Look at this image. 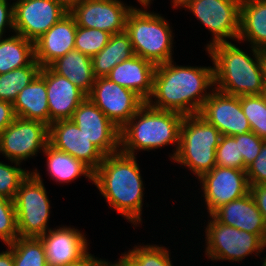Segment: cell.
<instances>
[{"label":"cell","mask_w":266,"mask_h":266,"mask_svg":"<svg viewBox=\"0 0 266 266\" xmlns=\"http://www.w3.org/2000/svg\"><path fill=\"white\" fill-rule=\"evenodd\" d=\"M7 246L12 249L14 266H48L40 238L18 237Z\"/></svg>","instance_id":"obj_30"},{"label":"cell","mask_w":266,"mask_h":266,"mask_svg":"<svg viewBox=\"0 0 266 266\" xmlns=\"http://www.w3.org/2000/svg\"><path fill=\"white\" fill-rule=\"evenodd\" d=\"M48 143L82 161L93 172L105 157L71 119L51 123Z\"/></svg>","instance_id":"obj_17"},{"label":"cell","mask_w":266,"mask_h":266,"mask_svg":"<svg viewBox=\"0 0 266 266\" xmlns=\"http://www.w3.org/2000/svg\"><path fill=\"white\" fill-rule=\"evenodd\" d=\"M107 266H132V265L123 256H121V258H119V261L113 264L108 262Z\"/></svg>","instance_id":"obj_44"},{"label":"cell","mask_w":266,"mask_h":266,"mask_svg":"<svg viewBox=\"0 0 266 266\" xmlns=\"http://www.w3.org/2000/svg\"><path fill=\"white\" fill-rule=\"evenodd\" d=\"M251 48L254 59L229 41L207 49L214 65V88L217 91L231 96L262 94L264 52Z\"/></svg>","instance_id":"obj_3"},{"label":"cell","mask_w":266,"mask_h":266,"mask_svg":"<svg viewBox=\"0 0 266 266\" xmlns=\"http://www.w3.org/2000/svg\"><path fill=\"white\" fill-rule=\"evenodd\" d=\"M199 115L215 126L222 136L251 132L248 119L241 108L240 96L227 95L213 88Z\"/></svg>","instance_id":"obj_16"},{"label":"cell","mask_w":266,"mask_h":266,"mask_svg":"<svg viewBox=\"0 0 266 266\" xmlns=\"http://www.w3.org/2000/svg\"><path fill=\"white\" fill-rule=\"evenodd\" d=\"M15 165L11 166L0 162V196L10 200L15 198L21 182L30 173L20 168V163L15 162Z\"/></svg>","instance_id":"obj_35"},{"label":"cell","mask_w":266,"mask_h":266,"mask_svg":"<svg viewBox=\"0 0 266 266\" xmlns=\"http://www.w3.org/2000/svg\"><path fill=\"white\" fill-rule=\"evenodd\" d=\"M135 56L130 37L126 31L111 35L107 45L92 57L93 73L96 78L106 77L123 61Z\"/></svg>","instance_id":"obj_26"},{"label":"cell","mask_w":266,"mask_h":266,"mask_svg":"<svg viewBox=\"0 0 266 266\" xmlns=\"http://www.w3.org/2000/svg\"><path fill=\"white\" fill-rule=\"evenodd\" d=\"M122 255L132 266H173L169 251L161 245L135 246Z\"/></svg>","instance_id":"obj_31"},{"label":"cell","mask_w":266,"mask_h":266,"mask_svg":"<svg viewBox=\"0 0 266 266\" xmlns=\"http://www.w3.org/2000/svg\"><path fill=\"white\" fill-rule=\"evenodd\" d=\"M87 97L119 129L146 103L134 91L116 84L107 77L96 78Z\"/></svg>","instance_id":"obj_12"},{"label":"cell","mask_w":266,"mask_h":266,"mask_svg":"<svg viewBox=\"0 0 266 266\" xmlns=\"http://www.w3.org/2000/svg\"><path fill=\"white\" fill-rule=\"evenodd\" d=\"M125 31L136 56L155 65L173 60L172 31L161 15L133 7L127 15Z\"/></svg>","instance_id":"obj_6"},{"label":"cell","mask_w":266,"mask_h":266,"mask_svg":"<svg viewBox=\"0 0 266 266\" xmlns=\"http://www.w3.org/2000/svg\"><path fill=\"white\" fill-rule=\"evenodd\" d=\"M156 65L139 56L117 64L106 76L116 84L134 91L145 102L153 91V76Z\"/></svg>","instance_id":"obj_22"},{"label":"cell","mask_w":266,"mask_h":266,"mask_svg":"<svg viewBox=\"0 0 266 266\" xmlns=\"http://www.w3.org/2000/svg\"><path fill=\"white\" fill-rule=\"evenodd\" d=\"M191 0H173V6L172 7H183L184 5H186L188 2H190Z\"/></svg>","instance_id":"obj_45"},{"label":"cell","mask_w":266,"mask_h":266,"mask_svg":"<svg viewBox=\"0 0 266 266\" xmlns=\"http://www.w3.org/2000/svg\"><path fill=\"white\" fill-rule=\"evenodd\" d=\"M68 12L61 0H17L13 3L14 32L35 42Z\"/></svg>","instance_id":"obj_11"},{"label":"cell","mask_w":266,"mask_h":266,"mask_svg":"<svg viewBox=\"0 0 266 266\" xmlns=\"http://www.w3.org/2000/svg\"><path fill=\"white\" fill-rule=\"evenodd\" d=\"M241 1L191 0L183 6L192 11V14L213 34V40L207 44L206 50L217 43L227 42L228 38L238 39Z\"/></svg>","instance_id":"obj_9"},{"label":"cell","mask_w":266,"mask_h":266,"mask_svg":"<svg viewBox=\"0 0 266 266\" xmlns=\"http://www.w3.org/2000/svg\"><path fill=\"white\" fill-rule=\"evenodd\" d=\"M263 79H264V89H266V52H264V58H263Z\"/></svg>","instance_id":"obj_46"},{"label":"cell","mask_w":266,"mask_h":266,"mask_svg":"<svg viewBox=\"0 0 266 266\" xmlns=\"http://www.w3.org/2000/svg\"><path fill=\"white\" fill-rule=\"evenodd\" d=\"M49 126L35 120L16 117L0 134V153L11 163H21L44 151L48 145Z\"/></svg>","instance_id":"obj_10"},{"label":"cell","mask_w":266,"mask_h":266,"mask_svg":"<svg viewBox=\"0 0 266 266\" xmlns=\"http://www.w3.org/2000/svg\"><path fill=\"white\" fill-rule=\"evenodd\" d=\"M172 63L170 60L156 65L153 91L146 103L154 109L184 116L199 114L210 95L207 89L214 88L213 67L174 66Z\"/></svg>","instance_id":"obj_1"},{"label":"cell","mask_w":266,"mask_h":266,"mask_svg":"<svg viewBox=\"0 0 266 266\" xmlns=\"http://www.w3.org/2000/svg\"><path fill=\"white\" fill-rule=\"evenodd\" d=\"M239 40L266 52V0H242L240 5Z\"/></svg>","instance_id":"obj_24"},{"label":"cell","mask_w":266,"mask_h":266,"mask_svg":"<svg viewBox=\"0 0 266 266\" xmlns=\"http://www.w3.org/2000/svg\"><path fill=\"white\" fill-rule=\"evenodd\" d=\"M71 120L105 156L120 151V129L88 97L73 112Z\"/></svg>","instance_id":"obj_15"},{"label":"cell","mask_w":266,"mask_h":266,"mask_svg":"<svg viewBox=\"0 0 266 266\" xmlns=\"http://www.w3.org/2000/svg\"><path fill=\"white\" fill-rule=\"evenodd\" d=\"M35 60L34 42L20 34L0 37V74L30 65Z\"/></svg>","instance_id":"obj_28"},{"label":"cell","mask_w":266,"mask_h":266,"mask_svg":"<svg viewBox=\"0 0 266 266\" xmlns=\"http://www.w3.org/2000/svg\"><path fill=\"white\" fill-rule=\"evenodd\" d=\"M7 0H0V37H2L5 28L14 30L13 4L9 5Z\"/></svg>","instance_id":"obj_39"},{"label":"cell","mask_w":266,"mask_h":266,"mask_svg":"<svg viewBox=\"0 0 266 266\" xmlns=\"http://www.w3.org/2000/svg\"><path fill=\"white\" fill-rule=\"evenodd\" d=\"M221 137L220 131L199 114L184 116L173 161L186 165L199 178L216 166V148Z\"/></svg>","instance_id":"obj_5"},{"label":"cell","mask_w":266,"mask_h":266,"mask_svg":"<svg viewBox=\"0 0 266 266\" xmlns=\"http://www.w3.org/2000/svg\"><path fill=\"white\" fill-rule=\"evenodd\" d=\"M250 194L261 212L266 225V184L250 185Z\"/></svg>","instance_id":"obj_40"},{"label":"cell","mask_w":266,"mask_h":266,"mask_svg":"<svg viewBox=\"0 0 266 266\" xmlns=\"http://www.w3.org/2000/svg\"><path fill=\"white\" fill-rule=\"evenodd\" d=\"M263 259H264V260H263V262H262V263H263L262 266H266V257H265V258L263 257Z\"/></svg>","instance_id":"obj_50"},{"label":"cell","mask_w":266,"mask_h":266,"mask_svg":"<svg viewBox=\"0 0 266 266\" xmlns=\"http://www.w3.org/2000/svg\"><path fill=\"white\" fill-rule=\"evenodd\" d=\"M77 25L68 12L46 33L34 42L35 60L41 67H48L56 59L74 50Z\"/></svg>","instance_id":"obj_20"},{"label":"cell","mask_w":266,"mask_h":266,"mask_svg":"<svg viewBox=\"0 0 266 266\" xmlns=\"http://www.w3.org/2000/svg\"><path fill=\"white\" fill-rule=\"evenodd\" d=\"M110 37L106 31L77 26L74 47L92 58L107 45Z\"/></svg>","instance_id":"obj_33"},{"label":"cell","mask_w":266,"mask_h":266,"mask_svg":"<svg viewBox=\"0 0 266 266\" xmlns=\"http://www.w3.org/2000/svg\"><path fill=\"white\" fill-rule=\"evenodd\" d=\"M240 103L251 131L266 140V102L262 94L242 95L240 96Z\"/></svg>","instance_id":"obj_32"},{"label":"cell","mask_w":266,"mask_h":266,"mask_svg":"<svg viewBox=\"0 0 266 266\" xmlns=\"http://www.w3.org/2000/svg\"><path fill=\"white\" fill-rule=\"evenodd\" d=\"M206 227L205 255L211 260L242 261L249 254L258 257L266 247V235H256L218 222L212 215ZM210 221V222H209ZM259 253V254H258Z\"/></svg>","instance_id":"obj_8"},{"label":"cell","mask_w":266,"mask_h":266,"mask_svg":"<svg viewBox=\"0 0 266 266\" xmlns=\"http://www.w3.org/2000/svg\"><path fill=\"white\" fill-rule=\"evenodd\" d=\"M132 6L121 0H82L69 7L76 25L106 31L111 35L124 32Z\"/></svg>","instance_id":"obj_14"},{"label":"cell","mask_w":266,"mask_h":266,"mask_svg":"<svg viewBox=\"0 0 266 266\" xmlns=\"http://www.w3.org/2000/svg\"><path fill=\"white\" fill-rule=\"evenodd\" d=\"M47 156V171L56 182L69 183L78 176L84 175L93 181L94 172L82 161L64 151L58 150L49 143L43 151Z\"/></svg>","instance_id":"obj_27"},{"label":"cell","mask_w":266,"mask_h":266,"mask_svg":"<svg viewBox=\"0 0 266 266\" xmlns=\"http://www.w3.org/2000/svg\"><path fill=\"white\" fill-rule=\"evenodd\" d=\"M144 8H147L152 0H137Z\"/></svg>","instance_id":"obj_48"},{"label":"cell","mask_w":266,"mask_h":266,"mask_svg":"<svg viewBox=\"0 0 266 266\" xmlns=\"http://www.w3.org/2000/svg\"><path fill=\"white\" fill-rule=\"evenodd\" d=\"M61 1L69 8L72 4L82 0H61Z\"/></svg>","instance_id":"obj_47"},{"label":"cell","mask_w":266,"mask_h":266,"mask_svg":"<svg viewBox=\"0 0 266 266\" xmlns=\"http://www.w3.org/2000/svg\"><path fill=\"white\" fill-rule=\"evenodd\" d=\"M218 222L256 235H266V225L250 193L220 206L211 214Z\"/></svg>","instance_id":"obj_21"},{"label":"cell","mask_w":266,"mask_h":266,"mask_svg":"<svg viewBox=\"0 0 266 266\" xmlns=\"http://www.w3.org/2000/svg\"><path fill=\"white\" fill-rule=\"evenodd\" d=\"M108 261H104L102 259H97L95 256L91 255V253L87 254L83 258H81L79 261L70 263L69 265L66 266H107Z\"/></svg>","instance_id":"obj_42"},{"label":"cell","mask_w":266,"mask_h":266,"mask_svg":"<svg viewBox=\"0 0 266 266\" xmlns=\"http://www.w3.org/2000/svg\"><path fill=\"white\" fill-rule=\"evenodd\" d=\"M47 232L39 238L45 248L48 266H66L89 253L85 235L78 229L64 226Z\"/></svg>","instance_id":"obj_19"},{"label":"cell","mask_w":266,"mask_h":266,"mask_svg":"<svg viewBox=\"0 0 266 266\" xmlns=\"http://www.w3.org/2000/svg\"><path fill=\"white\" fill-rule=\"evenodd\" d=\"M13 109L16 117L40 121L49 126L46 82L39 74L18 93Z\"/></svg>","instance_id":"obj_23"},{"label":"cell","mask_w":266,"mask_h":266,"mask_svg":"<svg viewBox=\"0 0 266 266\" xmlns=\"http://www.w3.org/2000/svg\"><path fill=\"white\" fill-rule=\"evenodd\" d=\"M233 137L236 141H239V155H242L244 165L248 167L259 155L265 140L258 137L252 131L243 135H235Z\"/></svg>","instance_id":"obj_37"},{"label":"cell","mask_w":266,"mask_h":266,"mask_svg":"<svg viewBox=\"0 0 266 266\" xmlns=\"http://www.w3.org/2000/svg\"><path fill=\"white\" fill-rule=\"evenodd\" d=\"M49 67L74 83L86 95L90 93L96 79L90 56L74 49L56 59Z\"/></svg>","instance_id":"obj_25"},{"label":"cell","mask_w":266,"mask_h":266,"mask_svg":"<svg viewBox=\"0 0 266 266\" xmlns=\"http://www.w3.org/2000/svg\"><path fill=\"white\" fill-rule=\"evenodd\" d=\"M19 236L13 200L0 196V239L4 244L13 243Z\"/></svg>","instance_id":"obj_36"},{"label":"cell","mask_w":266,"mask_h":266,"mask_svg":"<svg viewBox=\"0 0 266 266\" xmlns=\"http://www.w3.org/2000/svg\"><path fill=\"white\" fill-rule=\"evenodd\" d=\"M93 183L111 208L133 226L140 224L144 184L135 156L120 151L105 156L94 171Z\"/></svg>","instance_id":"obj_2"},{"label":"cell","mask_w":266,"mask_h":266,"mask_svg":"<svg viewBox=\"0 0 266 266\" xmlns=\"http://www.w3.org/2000/svg\"><path fill=\"white\" fill-rule=\"evenodd\" d=\"M262 96H263V98L265 99V102H266V89L263 90Z\"/></svg>","instance_id":"obj_49"},{"label":"cell","mask_w":266,"mask_h":266,"mask_svg":"<svg viewBox=\"0 0 266 266\" xmlns=\"http://www.w3.org/2000/svg\"><path fill=\"white\" fill-rule=\"evenodd\" d=\"M216 166L247 170L242 155H239V141L233 136H222L216 148Z\"/></svg>","instance_id":"obj_34"},{"label":"cell","mask_w":266,"mask_h":266,"mask_svg":"<svg viewBox=\"0 0 266 266\" xmlns=\"http://www.w3.org/2000/svg\"><path fill=\"white\" fill-rule=\"evenodd\" d=\"M246 174L250 185L266 184V140L263 142L259 155L247 167Z\"/></svg>","instance_id":"obj_38"},{"label":"cell","mask_w":266,"mask_h":266,"mask_svg":"<svg viewBox=\"0 0 266 266\" xmlns=\"http://www.w3.org/2000/svg\"><path fill=\"white\" fill-rule=\"evenodd\" d=\"M184 115L166 110H158L145 103L120 129V152L135 156V150H153L175 144L178 148L180 126ZM137 119V120H136Z\"/></svg>","instance_id":"obj_4"},{"label":"cell","mask_w":266,"mask_h":266,"mask_svg":"<svg viewBox=\"0 0 266 266\" xmlns=\"http://www.w3.org/2000/svg\"><path fill=\"white\" fill-rule=\"evenodd\" d=\"M15 118L13 104L0 100V134Z\"/></svg>","instance_id":"obj_41"},{"label":"cell","mask_w":266,"mask_h":266,"mask_svg":"<svg viewBox=\"0 0 266 266\" xmlns=\"http://www.w3.org/2000/svg\"><path fill=\"white\" fill-rule=\"evenodd\" d=\"M41 66L36 60L30 65L0 74V100L14 103L18 93L39 74Z\"/></svg>","instance_id":"obj_29"},{"label":"cell","mask_w":266,"mask_h":266,"mask_svg":"<svg viewBox=\"0 0 266 266\" xmlns=\"http://www.w3.org/2000/svg\"><path fill=\"white\" fill-rule=\"evenodd\" d=\"M30 172L13 199L20 237L39 238L48 230L50 202L40 173Z\"/></svg>","instance_id":"obj_7"},{"label":"cell","mask_w":266,"mask_h":266,"mask_svg":"<svg viewBox=\"0 0 266 266\" xmlns=\"http://www.w3.org/2000/svg\"><path fill=\"white\" fill-rule=\"evenodd\" d=\"M207 212L211 215L220 206L240 199L250 193L246 170L215 166L201 175Z\"/></svg>","instance_id":"obj_13"},{"label":"cell","mask_w":266,"mask_h":266,"mask_svg":"<svg viewBox=\"0 0 266 266\" xmlns=\"http://www.w3.org/2000/svg\"><path fill=\"white\" fill-rule=\"evenodd\" d=\"M9 250L0 253V266H14L12 249L8 246Z\"/></svg>","instance_id":"obj_43"},{"label":"cell","mask_w":266,"mask_h":266,"mask_svg":"<svg viewBox=\"0 0 266 266\" xmlns=\"http://www.w3.org/2000/svg\"><path fill=\"white\" fill-rule=\"evenodd\" d=\"M39 75L46 82L49 126L58 120L71 119L73 112L87 95L70 80L55 73L49 66L41 67Z\"/></svg>","instance_id":"obj_18"}]
</instances>
